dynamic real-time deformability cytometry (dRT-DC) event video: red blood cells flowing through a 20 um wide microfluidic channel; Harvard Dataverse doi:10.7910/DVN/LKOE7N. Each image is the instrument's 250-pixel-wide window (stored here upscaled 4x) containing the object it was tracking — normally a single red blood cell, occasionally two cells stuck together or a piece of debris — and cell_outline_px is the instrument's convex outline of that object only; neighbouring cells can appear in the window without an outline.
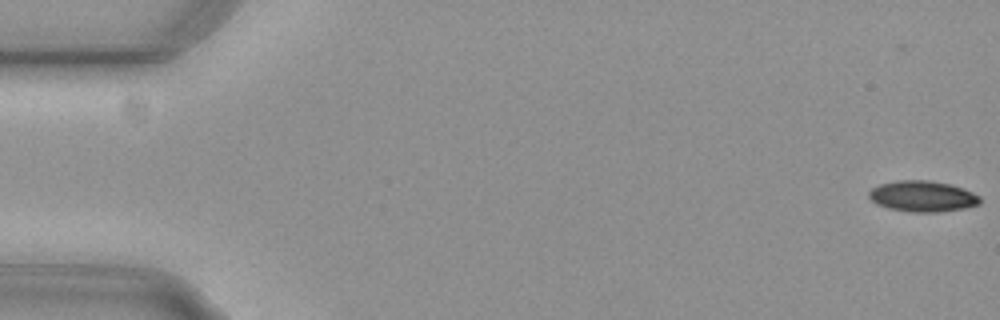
{"species": "common noctule bat (a hibernating species)", "species_latin": "Nyctalus noctula", "temperature_condition": "cold", "stored_images_in_passage": 15, "camera_frame_rate_fps": 3000, "um_per_image_px": 0.085, "animal": {"sex": "female", "body_mass_g": 29.2, "forearm_length_mm": 56.3}, "frame": {"image": 1, "passage_image": 1, "time_ms": 0.0, "image_size_px": [1000, 320], "cell_outline_px": [[980, 204], [964, 208], [936, 212], [908, 212], [888, 208], [876, 204], [868, 196], [868, 192], [872, 188], [880, 184], [896, 180], [928, 180], [952, 184], [964, 188], [980, 196]], "centroid_in_image_um": [78.41, 16.68], "position_along_channel_um": 6.6, "area_um2": 20.17}}
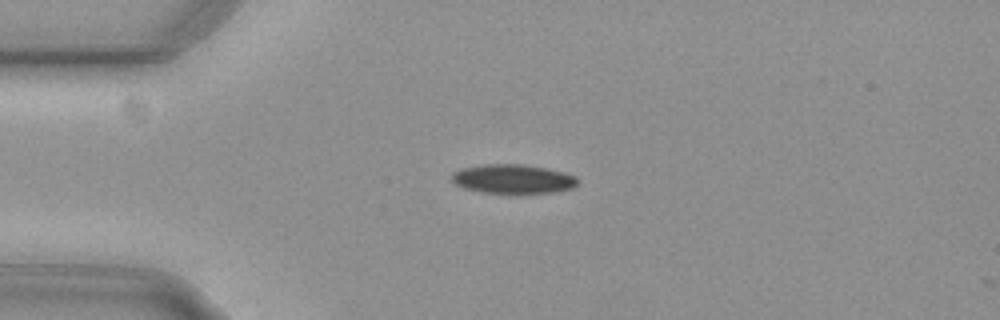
{"frame": {"image": 2, "passage_image": 14, "time_ms": 4.333, "image_size_px": [1000, 320], "cell_outline_px": [[576, 184], [572, 188], [552, 192], [520, 196], [516, 196], [484, 192], [464, 188], [456, 184], [452, 180], [452, 172], [460, 168], [484, 164], [524, 164], [548, 168], [564, 172], [576, 176]], "centroid_in_image_um": [43.6, 15.24], "position_along_channel_um": 41.4, "area_um2": 22.14}}